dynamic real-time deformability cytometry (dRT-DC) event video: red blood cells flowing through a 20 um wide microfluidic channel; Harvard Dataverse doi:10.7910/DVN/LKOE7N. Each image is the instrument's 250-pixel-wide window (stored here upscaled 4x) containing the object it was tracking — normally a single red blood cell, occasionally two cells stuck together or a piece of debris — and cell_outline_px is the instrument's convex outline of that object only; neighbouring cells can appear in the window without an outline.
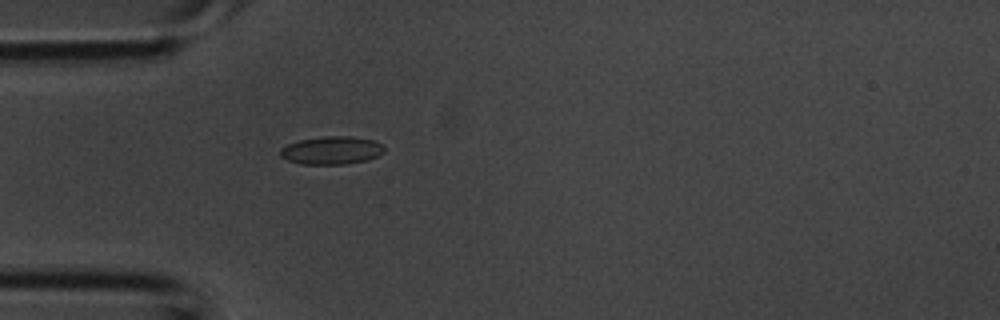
{"species": "common noctule bat (a hibernating species)", "species_latin": "Nyctalus noctula", "temperature_condition": "room temperature", "stored_images_in_passage": 3, "camera_frame_rate_fps": 3000, "um_per_image_px": 0.085, "animal": {"sex": "male", "body_mass_g": 20.1, "forearm_length_mm": 53.5}, "frame": {"image": 1, "passage_image": 2, "time_ms": 0.333, "image_size_px": [1000, 320], "cell_outline_px": [[384, 152], [368, 160], [344, 164], [300, 164], [288, 160], [280, 156], [280, 148], [288, 144], [300, 140], [324, 136], [348, 136], [372, 140], [380, 144], [384, 148]], "centroid_in_image_um": [28.16, 12.78], "position_along_channel_um": 56.8, "area_um2": 16.82}}